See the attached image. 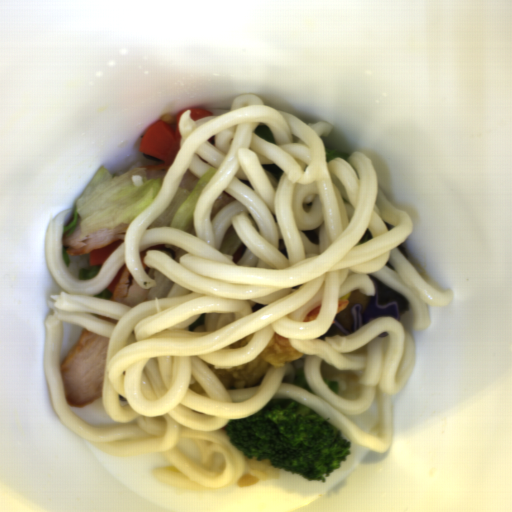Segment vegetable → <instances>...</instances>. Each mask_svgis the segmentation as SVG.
<instances>
[{"instance_id":"obj_1","label":"vegetable","mask_w":512,"mask_h":512,"mask_svg":"<svg viewBox=\"0 0 512 512\" xmlns=\"http://www.w3.org/2000/svg\"><path fill=\"white\" fill-rule=\"evenodd\" d=\"M163 179H150L142 166L115 177L103 166L77 199L74 214L63 226L65 238L78 229L91 231L131 222L153 205Z\"/></svg>"},{"instance_id":"obj_2","label":"vegetable","mask_w":512,"mask_h":512,"mask_svg":"<svg viewBox=\"0 0 512 512\" xmlns=\"http://www.w3.org/2000/svg\"><path fill=\"white\" fill-rule=\"evenodd\" d=\"M216 174L217 169L214 167L208 168L202 177L199 176L191 191L178 186L173 200L146 229L176 228L194 237L197 236L195 207L205 188Z\"/></svg>"},{"instance_id":"obj_3","label":"vegetable","mask_w":512,"mask_h":512,"mask_svg":"<svg viewBox=\"0 0 512 512\" xmlns=\"http://www.w3.org/2000/svg\"><path fill=\"white\" fill-rule=\"evenodd\" d=\"M61 256L67 269L79 281H88L95 278L103 265H91L90 253L86 255H69L65 247H62Z\"/></svg>"},{"instance_id":"obj_4","label":"vegetable","mask_w":512,"mask_h":512,"mask_svg":"<svg viewBox=\"0 0 512 512\" xmlns=\"http://www.w3.org/2000/svg\"><path fill=\"white\" fill-rule=\"evenodd\" d=\"M246 245L239 238L232 227L227 230L221 240L220 248L222 254L230 256L233 262H239L246 250Z\"/></svg>"},{"instance_id":"obj_5","label":"vegetable","mask_w":512,"mask_h":512,"mask_svg":"<svg viewBox=\"0 0 512 512\" xmlns=\"http://www.w3.org/2000/svg\"><path fill=\"white\" fill-rule=\"evenodd\" d=\"M234 199L230 198L223 192L219 194L214 200L212 205V210L210 214V222L213 220V218L218 214V212L227 206L230 202H232Z\"/></svg>"},{"instance_id":"obj_6","label":"vegetable","mask_w":512,"mask_h":512,"mask_svg":"<svg viewBox=\"0 0 512 512\" xmlns=\"http://www.w3.org/2000/svg\"><path fill=\"white\" fill-rule=\"evenodd\" d=\"M253 133L265 141L276 145L278 144L269 126L262 122L259 123L258 126L253 130Z\"/></svg>"},{"instance_id":"obj_7","label":"vegetable","mask_w":512,"mask_h":512,"mask_svg":"<svg viewBox=\"0 0 512 512\" xmlns=\"http://www.w3.org/2000/svg\"><path fill=\"white\" fill-rule=\"evenodd\" d=\"M324 153H325V161H327L328 163L330 161H332L333 159H344L348 162L351 159V155H352L350 152L331 150L326 147H325Z\"/></svg>"},{"instance_id":"obj_8","label":"vegetable","mask_w":512,"mask_h":512,"mask_svg":"<svg viewBox=\"0 0 512 512\" xmlns=\"http://www.w3.org/2000/svg\"><path fill=\"white\" fill-rule=\"evenodd\" d=\"M261 167L273 176L277 184L279 183L281 177L285 173V171H283L277 165L274 164H263Z\"/></svg>"}]
</instances>
